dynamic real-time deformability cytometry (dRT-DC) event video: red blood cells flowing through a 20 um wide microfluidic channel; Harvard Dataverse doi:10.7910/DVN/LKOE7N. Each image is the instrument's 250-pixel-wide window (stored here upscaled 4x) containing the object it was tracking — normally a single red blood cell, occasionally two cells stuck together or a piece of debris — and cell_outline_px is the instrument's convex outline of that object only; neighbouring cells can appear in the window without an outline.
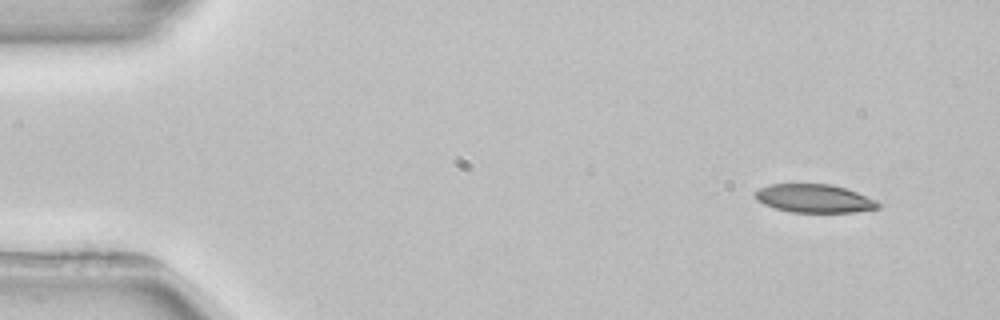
{"species": "common noctule bat (a hibernating species)", "species_latin": "Nyctalus noctula", "temperature_condition": "room temperature", "stored_images_in_passage": 4, "segment_of_instrument_passage": [1, 2], "camera_frame_rate_fps": 3000, "um_per_image_px": 0.085, "animal": {"sex": "female", "body_mass_g": 22.7, "forearm_length_mm": 54.2}, "frame": {"image": 1, "passage_image": 1, "time_ms": 0.0, "image_size_px": [1000, 320], "cell_outline_px": [[884, 204], [880, 208], [856, 212], [792, 212], [776, 208], [764, 204], [756, 200], [756, 192], [760, 188], [768, 184], [832, 184], [856, 192], [876, 200]], "centroid_in_image_um": [69.26, 16.87], "position_along_channel_um": 15.7, "area_um2": 20.29}}
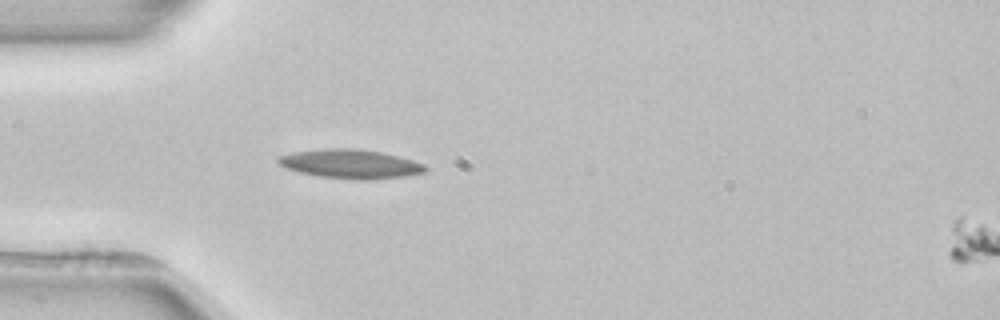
{"frame": {"image": 2, "passage_image": 3, "time_ms": 3.667, "image_size_px": [1000, 320], "cell_outline_px": [[428, 168], [424, 172], [404, 176], [368, 180], [352, 180], [320, 176], [300, 172], [284, 168], [276, 160], [276, 156], [296, 152], [324, 148], [352, 148], [380, 152], [412, 160], [424, 164]], "centroid_in_image_um": [29.75, 13.94], "position_along_channel_um": 55.2, "area_um2": 24.8}}